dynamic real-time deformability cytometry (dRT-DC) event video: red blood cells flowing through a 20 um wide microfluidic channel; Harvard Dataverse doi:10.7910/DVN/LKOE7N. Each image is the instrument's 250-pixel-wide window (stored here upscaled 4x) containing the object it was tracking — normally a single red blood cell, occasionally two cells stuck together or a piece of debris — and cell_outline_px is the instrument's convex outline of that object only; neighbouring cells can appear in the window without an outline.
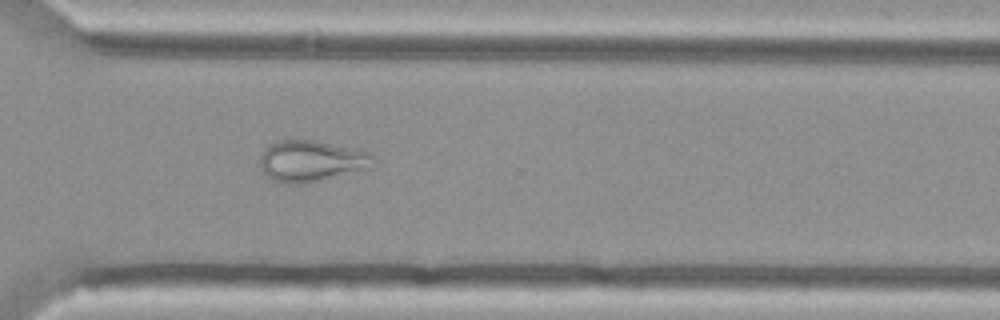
{"species": "Egyptian fruit bat (a non-hibernating species)", "species_latin": "Rousettus aegyptiacus", "temperature_condition": "cold", "stored_images_in_passage": 54, "camera_frame_rate_fps": 3000, "um_per_image_px": 0.085, "animal": {"sex": "female"}, "frame": {"image": 1, "passage_image": 41, "time_ms": 13.333, "image_size_px": [1000, 320], "cell_outline_px": [[376, 168], [304, 184], [280, 184], [272, 180], [260, 168], [260, 156], [264, 148], [268, 144], [280, 140], [312, 140], [352, 148], [368, 152], [376, 156]], "centroid_in_image_um": [26.51, 13.71], "position_along_channel_um": 344.1, "area_um2": 27.92}}
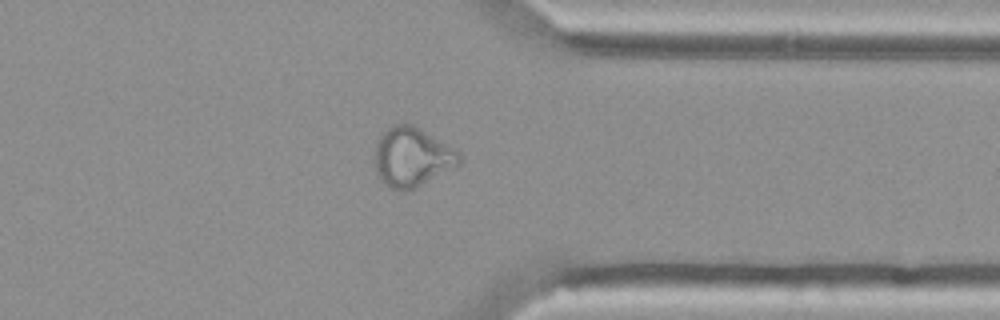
{"frame": {"image": 2, "passage_image": 44, "time_ms": 14.333, "image_size_px": [1000, 320], "cell_outline_px": [[464, 156], [460, 164], [416, 188], [404, 192], [392, 188], [376, 172], [376, 140], [392, 124], [412, 124], [460, 152]], "centroid_in_image_um": [35.06, 13.35], "position_along_channel_um": 376.3, "area_um2": 28.84}}
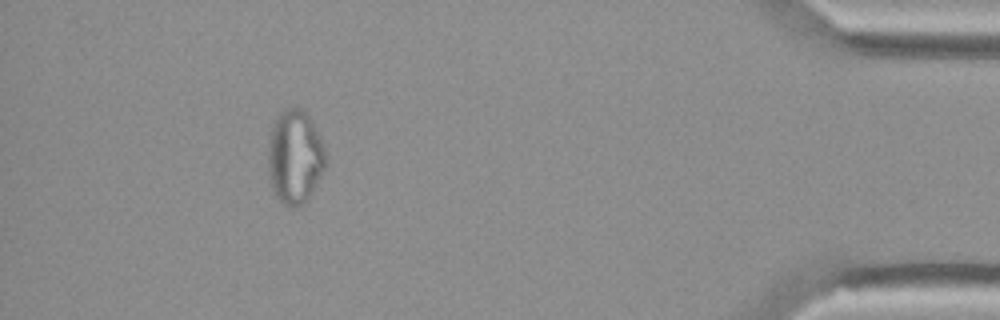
{"frame": {"image": 3, "passage_image": 51, "time_ms": 16.667, "image_size_px": [1000, 320], "cell_outline_px": [[328, 164], [308, 196], [296, 208], [292, 208], [284, 204], [276, 196], [272, 188], [268, 172], [268, 148], [272, 124], [280, 112], [284, 108], [304, 108], [308, 112], [320, 136], [328, 156]], "centroid_in_image_um": [25.08, 13.28], "position_along_channel_um": 410.1, "area_um2": 31.85}}